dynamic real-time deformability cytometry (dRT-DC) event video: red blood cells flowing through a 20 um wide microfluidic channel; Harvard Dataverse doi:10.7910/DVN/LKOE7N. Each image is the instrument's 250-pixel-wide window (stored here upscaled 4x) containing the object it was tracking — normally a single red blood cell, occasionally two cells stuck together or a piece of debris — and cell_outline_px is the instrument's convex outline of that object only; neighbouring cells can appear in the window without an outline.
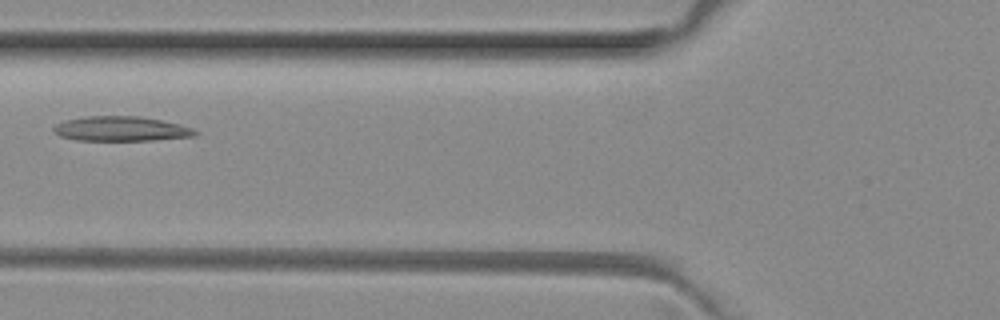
{"species": "common noctule bat (a hibernating species)", "species_latin": "Nyctalus noctula", "temperature_condition": "room temperature", "stored_images_in_passage": 2, "camera_frame_rate_fps": 3000, "um_per_image_px": 0.085, "animal": {"sex": "female", "body_mass_g": 29.2, "forearm_length_mm": 56.3}, "frame": {"image": 1, "passage_image": 2, "time_ms": 0.333, "image_size_px": [1000, 320], "cell_outline_px": [[196, 136], [152, 140], [76, 140], [60, 136], [52, 132], [52, 128], [56, 124], [64, 120], [84, 116], [140, 116], [180, 124], [192, 128], [196, 132]], "centroid_in_image_um": [10.24, 10.94], "position_along_channel_um": 115.6, "area_um2": 20.4}}